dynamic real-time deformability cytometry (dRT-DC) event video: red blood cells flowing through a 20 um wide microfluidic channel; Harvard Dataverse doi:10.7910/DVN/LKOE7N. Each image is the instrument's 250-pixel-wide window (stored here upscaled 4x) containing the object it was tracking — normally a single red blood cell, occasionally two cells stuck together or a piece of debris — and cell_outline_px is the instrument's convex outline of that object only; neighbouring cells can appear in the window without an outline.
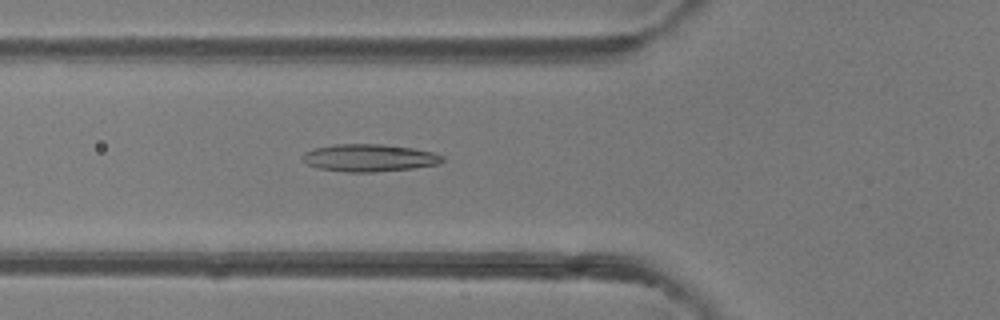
{"species": "common noctule bat (a hibernating species)", "species_latin": "Nyctalus noctula", "temperature_condition": "room temperature", "stored_images_in_passage": 18, "camera_frame_rate_fps": 3000, "um_per_image_px": 0.085, "animal": {"sex": "female"}, "frame": {"image": 1, "passage_image": 3, "time_ms": 0.667, "image_size_px": [1000, 320], "cell_outline_px": [[444, 160], [436, 164], [412, 168], [376, 172], [344, 172], [316, 168], [308, 164], [300, 156], [304, 152], [316, 148], [336, 144], [384, 144], [412, 148], [432, 152], [444, 156]], "centroid_in_image_um": [31.36, 13.42], "position_along_channel_um": 94.4, "area_um2": 22.31}}
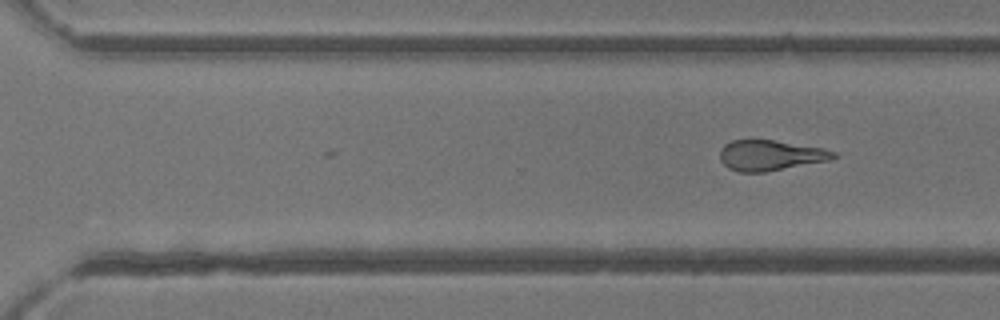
{"frame": {"image": 2, "passage_image": 18, "time_ms": 5.667, "image_size_px": [1000, 320], "cell_outline_px": [[836, 156], [832, 160], [764, 172], [740, 172], [728, 168], [720, 160], [720, 148], [724, 144], [732, 140], [772, 140], [824, 148], [836, 152]], "centroid_in_image_um": [65.48, 13.2], "position_along_channel_um": 305.1, "area_um2": 20.17}}